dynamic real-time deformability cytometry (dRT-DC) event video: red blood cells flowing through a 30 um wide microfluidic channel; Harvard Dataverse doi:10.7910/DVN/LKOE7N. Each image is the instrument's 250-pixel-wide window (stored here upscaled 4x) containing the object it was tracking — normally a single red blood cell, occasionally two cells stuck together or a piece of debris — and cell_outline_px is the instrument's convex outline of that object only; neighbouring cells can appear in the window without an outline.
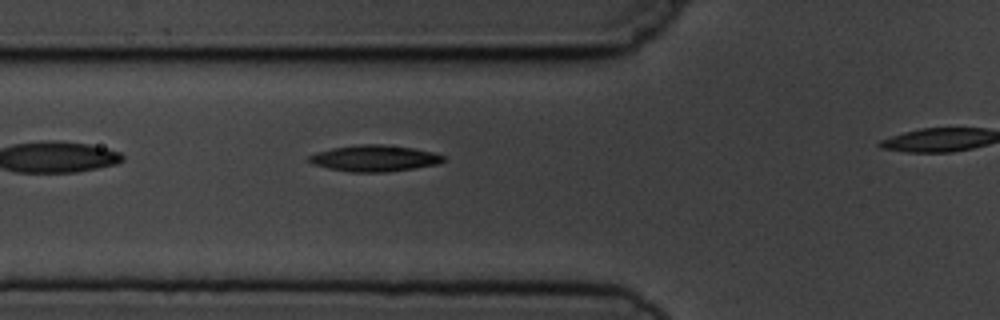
{"species": "common noctule bat (a hibernating species)", "species_latin": "Nyctalus noctula", "temperature_condition": "cold", "stored_images_in_passage": 5, "segment_of_instrument_passage": [1, 2], "camera_frame_rate_fps": 3000, "um_per_image_px": 0.085, "animal": {"sex": "male", "body_mass_g": 19.5, "forearm_length_mm": 54.6}, "frame": {"image": 1, "passage_image": 4, "time_ms": 3.333, "image_size_px": [1000, 320], "cell_outline_px": [[448, 160], [436, 164], [416, 168], [388, 172], [352, 172], [328, 168], [312, 164], [304, 160], [308, 156], [316, 152], [332, 148], [356, 144], [380, 144], [412, 148], [432, 152], [444, 156]], "centroid_in_image_um": [31.79, 13.46], "position_along_channel_um": 94.0, "area_um2": 20.75}}